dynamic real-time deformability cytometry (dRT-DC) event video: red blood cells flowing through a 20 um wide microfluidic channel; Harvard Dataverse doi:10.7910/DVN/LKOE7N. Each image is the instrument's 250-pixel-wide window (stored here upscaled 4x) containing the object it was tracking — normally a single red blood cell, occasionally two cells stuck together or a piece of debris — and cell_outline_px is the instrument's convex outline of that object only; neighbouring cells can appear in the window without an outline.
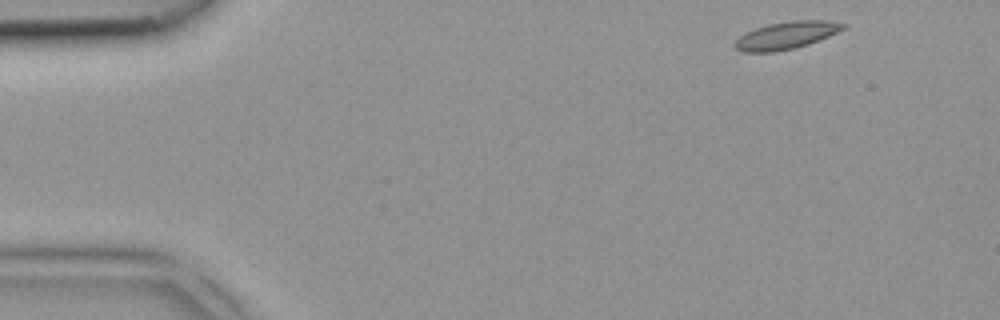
{"species": "common noctule bat (a hibernating species)", "species_latin": "Nyctalus noctula", "temperature_condition": "room temperature", "stored_images_in_passage": 5, "camera_frame_rate_fps": 3000, "um_per_image_px": 0.085, "animal": {"sex": "female", "body_mass_g": 18.4}, "frame": {"image": 1, "passage_image": 1, "time_ms": 0.0, "image_size_px": [1000, 320], "cell_outline_px": [[848, 24], [844, 28], [820, 40], [796, 48], [776, 52], [744, 52], [736, 48], [732, 44], [740, 36], [756, 28], [768, 24], [792, 20], [824, 20]], "centroid_in_image_um": [66.83, 3.01], "position_along_channel_um": 18.2, "area_um2": 17.22}}